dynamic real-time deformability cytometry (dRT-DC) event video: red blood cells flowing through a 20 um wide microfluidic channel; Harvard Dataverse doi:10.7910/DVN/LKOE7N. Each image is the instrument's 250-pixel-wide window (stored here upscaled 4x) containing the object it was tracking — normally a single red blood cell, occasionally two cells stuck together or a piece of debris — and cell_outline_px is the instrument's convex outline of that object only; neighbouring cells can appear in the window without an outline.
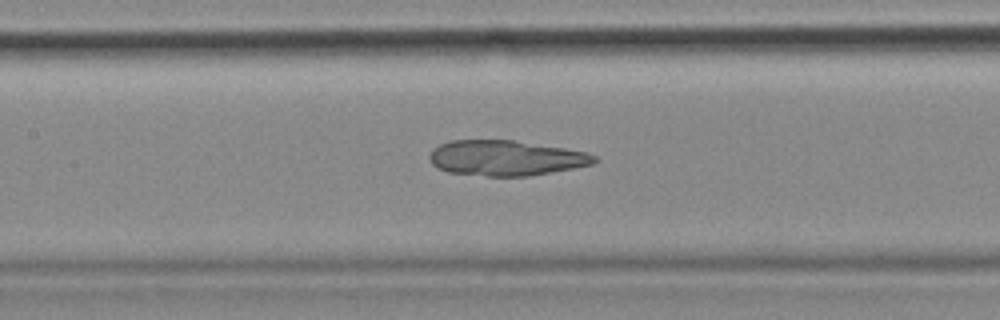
{"species": "common noctule bat (a hibernating species)", "species_latin": "Nyctalus noctula", "temperature_condition": "cold", "stored_images_in_passage": 55, "camera_frame_rate_fps": 3000, "um_per_image_px": 0.085, "animal": {"sex": "female", "body_mass_g": 18.4}, "frame": {"image": 1, "passage_image": 25, "time_ms": 8.0, "image_size_px": [1000, 320], "cell_outline_px": [[596, 160], [592, 164], [572, 168], [528, 176], [488, 176], [448, 172], [432, 164], [428, 156], [432, 148], [440, 144], [452, 140], [512, 140], [564, 148], [588, 152], [596, 156]], "centroid_in_image_um": [42.96, 13.42], "position_along_channel_um": 164.4, "area_um2": 33.7}}